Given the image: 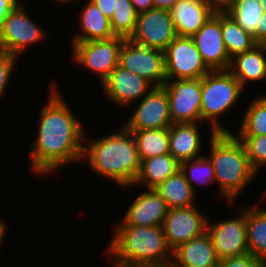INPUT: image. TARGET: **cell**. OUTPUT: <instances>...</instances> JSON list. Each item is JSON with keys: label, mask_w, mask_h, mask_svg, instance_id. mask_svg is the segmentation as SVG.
<instances>
[{"label": "cell", "mask_w": 266, "mask_h": 267, "mask_svg": "<svg viewBox=\"0 0 266 267\" xmlns=\"http://www.w3.org/2000/svg\"><path fill=\"white\" fill-rule=\"evenodd\" d=\"M57 88L54 83L49 88V100L39 114L37 139L30 144L31 167L39 176L83 160L86 133Z\"/></svg>", "instance_id": "1"}, {"label": "cell", "mask_w": 266, "mask_h": 267, "mask_svg": "<svg viewBox=\"0 0 266 267\" xmlns=\"http://www.w3.org/2000/svg\"><path fill=\"white\" fill-rule=\"evenodd\" d=\"M115 132L90 140L83 148L82 159H87L92 172L111 179L119 187L129 188L140 171L135 137L124 126Z\"/></svg>", "instance_id": "2"}, {"label": "cell", "mask_w": 266, "mask_h": 267, "mask_svg": "<svg viewBox=\"0 0 266 267\" xmlns=\"http://www.w3.org/2000/svg\"><path fill=\"white\" fill-rule=\"evenodd\" d=\"M115 227L105 251L113 258V267H162L173 259L162 226Z\"/></svg>", "instance_id": "3"}, {"label": "cell", "mask_w": 266, "mask_h": 267, "mask_svg": "<svg viewBox=\"0 0 266 267\" xmlns=\"http://www.w3.org/2000/svg\"><path fill=\"white\" fill-rule=\"evenodd\" d=\"M210 156L221 195L230 204L254 180L256 172L250 165L243 143L232 132H212Z\"/></svg>", "instance_id": "4"}, {"label": "cell", "mask_w": 266, "mask_h": 267, "mask_svg": "<svg viewBox=\"0 0 266 267\" xmlns=\"http://www.w3.org/2000/svg\"><path fill=\"white\" fill-rule=\"evenodd\" d=\"M240 82L229 70L210 71L201 78V122L211 125V132H231L224 128L219 116L234 107L243 93Z\"/></svg>", "instance_id": "5"}, {"label": "cell", "mask_w": 266, "mask_h": 267, "mask_svg": "<svg viewBox=\"0 0 266 267\" xmlns=\"http://www.w3.org/2000/svg\"><path fill=\"white\" fill-rule=\"evenodd\" d=\"M125 38L115 36L109 40L72 42L74 62L97 73L101 83L119 65V54Z\"/></svg>", "instance_id": "6"}, {"label": "cell", "mask_w": 266, "mask_h": 267, "mask_svg": "<svg viewBox=\"0 0 266 267\" xmlns=\"http://www.w3.org/2000/svg\"><path fill=\"white\" fill-rule=\"evenodd\" d=\"M167 80L198 79L211 70L203 62L192 37L177 36L164 51Z\"/></svg>", "instance_id": "7"}, {"label": "cell", "mask_w": 266, "mask_h": 267, "mask_svg": "<svg viewBox=\"0 0 266 267\" xmlns=\"http://www.w3.org/2000/svg\"><path fill=\"white\" fill-rule=\"evenodd\" d=\"M28 15L22 3L17 5L9 12L0 31V49L17 58L29 45L38 44L46 35Z\"/></svg>", "instance_id": "8"}, {"label": "cell", "mask_w": 266, "mask_h": 267, "mask_svg": "<svg viewBox=\"0 0 266 267\" xmlns=\"http://www.w3.org/2000/svg\"><path fill=\"white\" fill-rule=\"evenodd\" d=\"M163 86L172 124L201 121V78L166 80Z\"/></svg>", "instance_id": "9"}, {"label": "cell", "mask_w": 266, "mask_h": 267, "mask_svg": "<svg viewBox=\"0 0 266 267\" xmlns=\"http://www.w3.org/2000/svg\"><path fill=\"white\" fill-rule=\"evenodd\" d=\"M119 65L153 86H163L166 82L164 52L138 45L125 39L119 54Z\"/></svg>", "instance_id": "10"}, {"label": "cell", "mask_w": 266, "mask_h": 267, "mask_svg": "<svg viewBox=\"0 0 266 267\" xmlns=\"http://www.w3.org/2000/svg\"><path fill=\"white\" fill-rule=\"evenodd\" d=\"M177 36L170 10L153 8L138 14L135 31L129 40L164 52Z\"/></svg>", "instance_id": "11"}, {"label": "cell", "mask_w": 266, "mask_h": 267, "mask_svg": "<svg viewBox=\"0 0 266 267\" xmlns=\"http://www.w3.org/2000/svg\"><path fill=\"white\" fill-rule=\"evenodd\" d=\"M240 216L222 221L208 223L207 232L213 242L217 258L224 259L249 253L247 247L246 207Z\"/></svg>", "instance_id": "12"}, {"label": "cell", "mask_w": 266, "mask_h": 267, "mask_svg": "<svg viewBox=\"0 0 266 267\" xmlns=\"http://www.w3.org/2000/svg\"><path fill=\"white\" fill-rule=\"evenodd\" d=\"M134 114L123 126L127 130L169 128V97L164 86L153 88L139 101Z\"/></svg>", "instance_id": "13"}, {"label": "cell", "mask_w": 266, "mask_h": 267, "mask_svg": "<svg viewBox=\"0 0 266 267\" xmlns=\"http://www.w3.org/2000/svg\"><path fill=\"white\" fill-rule=\"evenodd\" d=\"M208 219L194 205L168 209L162 225L166 242L173 251L179 245L207 231Z\"/></svg>", "instance_id": "14"}, {"label": "cell", "mask_w": 266, "mask_h": 267, "mask_svg": "<svg viewBox=\"0 0 266 267\" xmlns=\"http://www.w3.org/2000/svg\"><path fill=\"white\" fill-rule=\"evenodd\" d=\"M192 38L211 71L229 69L231 58L221 33V11H216Z\"/></svg>", "instance_id": "15"}, {"label": "cell", "mask_w": 266, "mask_h": 267, "mask_svg": "<svg viewBox=\"0 0 266 267\" xmlns=\"http://www.w3.org/2000/svg\"><path fill=\"white\" fill-rule=\"evenodd\" d=\"M102 89L110 101L123 106L138 102L153 87L150 82L137 74L117 65L101 83Z\"/></svg>", "instance_id": "16"}, {"label": "cell", "mask_w": 266, "mask_h": 267, "mask_svg": "<svg viewBox=\"0 0 266 267\" xmlns=\"http://www.w3.org/2000/svg\"><path fill=\"white\" fill-rule=\"evenodd\" d=\"M166 202L154 189H147L130 204L117 225L162 226L167 215Z\"/></svg>", "instance_id": "17"}, {"label": "cell", "mask_w": 266, "mask_h": 267, "mask_svg": "<svg viewBox=\"0 0 266 267\" xmlns=\"http://www.w3.org/2000/svg\"><path fill=\"white\" fill-rule=\"evenodd\" d=\"M215 12L207 0H181L170 10L180 37H193Z\"/></svg>", "instance_id": "18"}, {"label": "cell", "mask_w": 266, "mask_h": 267, "mask_svg": "<svg viewBox=\"0 0 266 267\" xmlns=\"http://www.w3.org/2000/svg\"><path fill=\"white\" fill-rule=\"evenodd\" d=\"M172 259L183 267H217L219 259L206 231L172 251Z\"/></svg>", "instance_id": "19"}, {"label": "cell", "mask_w": 266, "mask_h": 267, "mask_svg": "<svg viewBox=\"0 0 266 267\" xmlns=\"http://www.w3.org/2000/svg\"><path fill=\"white\" fill-rule=\"evenodd\" d=\"M199 123H174L169 127V153L179 162L201 157Z\"/></svg>", "instance_id": "20"}, {"label": "cell", "mask_w": 266, "mask_h": 267, "mask_svg": "<svg viewBox=\"0 0 266 267\" xmlns=\"http://www.w3.org/2000/svg\"><path fill=\"white\" fill-rule=\"evenodd\" d=\"M244 89L248 81L266 79V45L257 44L252 49L231 58L228 69Z\"/></svg>", "instance_id": "21"}, {"label": "cell", "mask_w": 266, "mask_h": 267, "mask_svg": "<svg viewBox=\"0 0 266 267\" xmlns=\"http://www.w3.org/2000/svg\"><path fill=\"white\" fill-rule=\"evenodd\" d=\"M80 13V34H73L72 42H87L92 40H109L115 37L110 19L90 0Z\"/></svg>", "instance_id": "22"}, {"label": "cell", "mask_w": 266, "mask_h": 267, "mask_svg": "<svg viewBox=\"0 0 266 267\" xmlns=\"http://www.w3.org/2000/svg\"><path fill=\"white\" fill-rule=\"evenodd\" d=\"M179 170L180 163L170 153L143 159L134 185L143 184L147 189H154Z\"/></svg>", "instance_id": "23"}, {"label": "cell", "mask_w": 266, "mask_h": 267, "mask_svg": "<svg viewBox=\"0 0 266 267\" xmlns=\"http://www.w3.org/2000/svg\"><path fill=\"white\" fill-rule=\"evenodd\" d=\"M154 190L166 202L168 209L186 208L195 203V194L181 170L170 176Z\"/></svg>", "instance_id": "24"}, {"label": "cell", "mask_w": 266, "mask_h": 267, "mask_svg": "<svg viewBox=\"0 0 266 267\" xmlns=\"http://www.w3.org/2000/svg\"><path fill=\"white\" fill-rule=\"evenodd\" d=\"M247 247L260 260L266 259V209L246 206Z\"/></svg>", "instance_id": "25"}, {"label": "cell", "mask_w": 266, "mask_h": 267, "mask_svg": "<svg viewBox=\"0 0 266 267\" xmlns=\"http://www.w3.org/2000/svg\"><path fill=\"white\" fill-rule=\"evenodd\" d=\"M221 33L230 58L257 45L253 36L237 24L225 11H221Z\"/></svg>", "instance_id": "26"}, {"label": "cell", "mask_w": 266, "mask_h": 267, "mask_svg": "<svg viewBox=\"0 0 266 267\" xmlns=\"http://www.w3.org/2000/svg\"><path fill=\"white\" fill-rule=\"evenodd\" d=\"M129 131L135 137L140 161L169 153V128Z\"/></svg>", "instance_id": "27"}, {"label": "cell", "mask_w": 266, "mask_h": 267, "mask_svg": "<svg viewBox=\"0 0 266 267\" xmlns=\"http://www.w3.org/2000/svg\"><path fill=\"white\" fill-rule=\"evenodd\" d=\"M225 12L253 36L256 33L260 17L265 11L260 0H234Z\"/></svg>", "instance_id": "28"}, {"label": "cell", "mask_w": 266, "mask_h": 267, "mask_svg": "<svg viewBox=\"0 0 266 267\" xmlns=\"http://www.w3.org/2000/svg\"><path fill=\"white\" fill-rule=\"evenodd\" d=\"M235 136L266 135V95L260 94L249 104Z\"/></svg>", "instance_id": "29"}, {"label": "cell", "mask_w": 266, "mask_h": 267, "mask_svg": "<svg viewBox=\"0 0 266 267\" xmlns=\"http://www.w3.org/2000/svg\"><path fill=\"white\" fill-rule=\"evenodd\" d=\"M138 13L131 0H117L110 25L115 36L129 39L135 31Z\"/></svg>", "instance_id": "30"}, {"label": "cell", "mask_w": 266, "mask_h": 267, "mask_svg": "<svg viewBox=\"0 0 266 267\" xmlns=\"http://www.w3.org/2000/svg\"><path fill=\"white\" fill-rule=\"evenodd\" d=\"M180 170L186 177L195 192V183L198 185H209L216 181L211 161L206 156L186 160L180 163Z\"/></svg>", "instance_id": "31"}, {"label": "cell", "mask_w": 266, "mask_h": 267, "mask_svg": "<svg viewBox=\"0 0 266 267\" xmlns=\"http://www.w3.org/2000/svg\"><path fill=\"white\" fill-rule=\"evenodd\" d=\"M236 137L243 143L250 165L257 173L266 165V135Z\"/></svg>", "instance_id": "32"}, {"label": "cell", "mask_w": 266, "mask_h": 267, "mask_svg": "<svg viewBox=\"0 0 266 267\" xmlns=\"http://www.w3.org/2000/svg\"><path fill=\"white\" fill-rule=\"evenodd\" d=\"M17 57L0 49V100L9 85Z\"/></svg>", "instance_id": "33"}, {"label": "cell", "mask_w": 266, "mask_h": 267, "mask_svg": "<svg viewBox=\"0 0 266 267\" xmlns=\"http://www.w3.org/2000/svg\"><path fill=\"white\" fill-rule=\"evenodd\" d=\"M217 267H261V260L250 253L227 257L218 261Z\"/></svg>", "instance_id": "34"}, {"label": "cell", "mask_w": 266, "mask_h": 267, "mask_svg": "<svg viewBox=\"0 0 266 267\" xmlns=\"http://www.w3.org/2000/svg\"><path fill=\"white\" fill-rule=\"evenodd\" d=\"M21 2L18 0H0V31L6 21L9 12L12 11Z\"/></svg>", "instance_id": "35"}, {"label": "cell", "mask_w": 266, "mask_h": 267, "mask_svg": "<svg viewBox=\"0 0 266 267\" xmlns=\"http://www.w3.org/2000/svg\"><path fill=\"white\" fill-rule=\"evenodd\" d=\"M93 2L101 12L108 18L111 19L114 13V9L117 5V0H90Z\"/></svg>", "instance_id": "36"}, {"label": "cell", "mask_w": 266, "mask_h": 267, "mask_svg": "<svg viewBox=\"0 0 266 267\" xmlns=\"http://www.w3.org/2000/svg\"><path fill=\"white\" fill-rule=\"evenodd\" d=\"M254 40L257 44L266 45V12L262 14L257 24L256 33L253 35Z\"/></svg>", "instance_id": "37"}, {"label": "cell", "mask_w": 266, "mask_h": 267, "mask_svg": "<svg viewBox=\"0 0 266 267\" xmlns=\"http://www.w3.org/2000/svg\"><path fill=\"white\" fill-rule=\"evenodd\" d=\"M138 14L154 8V0H131Z\"/></svg>", "instance_id": "38"}, {"label": "cell", "mask_w": 266, "mask_h": 267, "mask_svg": "<svg viewBox=\"0 0 266 267\" xmlns=\"http://www.w3.org/2000/svg\"><path fill=\"white\" fill-rule=\"evenodd\" d=\"M216 11H226L234 0H207Z\"/></svg>", "instance_id": "39"}, {"label": "cell", "mask_w": 266, "mask_h": 267, "mask_svg": "<svg viewBox=\"0 0 266 267\" xmlns=\"http://www.w3.org/2000/svg\"><path fill=\"white\" fill-rule=\"evenodd\" d=\"M181 0H154V8L171 10Z\"/></svg>", "instance_id": "40"}, {"label": "cell", "mask_w": 266, "mask_h": 267, "mask_svg": "<svg viewBox=\"0 0 266 267\" xmlns=\"http://www.w3.org/2000/svg\"><path fill=\"white\" fill-rule=\"evenodd\" d=\"M6 225H5V222L4 221H2V220H0V246H1V244H2V242H3V239H5L4 237H5V232H7L6 231Z\"/></svg>", "instance_id": "41"}, {"label": "cell", "mask_w": 266, "mask_h": 267, "mask_svg": "<svg viewBox=\"0 0 266 267\" xmlns=\"http://www.w3.org/2000/svg\"><path fill=\"white\" fill-rule=\"evenodd\" d=\"M162 267H183V266L177 264L175 261H173L171 259L165 265H163Z\"/></svg>", "instance_id": "42"}, {"label": "cell", "mask_w": 266, "mask_h": 267, "mask_svg": "<svg viewBox=\"0 0 266 267\" xmlns=\"http://www.w3.org/2000/svg\"><path fill=\"white\" fill-rule=\"evenodd\" d=\"M56 2H61L62 4L64 3V5H65V3L67 4L68 2H77L76 0H55ZM80 1V0H79Z\"/></svg>", "instance_id": "43"}, {"label": "cell", "mask_w": 266, "mask_h": 267, "mask_svg": "<svg viewBox=\"0 0 266 267\" xmlns=\"http://www.w3.org/2000/svg\"><path fill=\"white\" fill-rule=\"evenodd\" d=\"M260 4L262 5V8L266 12V0H260Z\"/></svg>", "instance_id": "44"}, {"label": "cell", "mask_w": 266, "mask_h": 267, "mask_svg": "<svg viewBox=\"0 0 266 267\" xmlns=\"http://www.w3.org/2000/svg\"><path fill=\"white\" fill-rule=\"evenodd\" d=\"M261 267H266V259L261 260Z\"/></svg>", "instance_id": "45"}]
</instances>
